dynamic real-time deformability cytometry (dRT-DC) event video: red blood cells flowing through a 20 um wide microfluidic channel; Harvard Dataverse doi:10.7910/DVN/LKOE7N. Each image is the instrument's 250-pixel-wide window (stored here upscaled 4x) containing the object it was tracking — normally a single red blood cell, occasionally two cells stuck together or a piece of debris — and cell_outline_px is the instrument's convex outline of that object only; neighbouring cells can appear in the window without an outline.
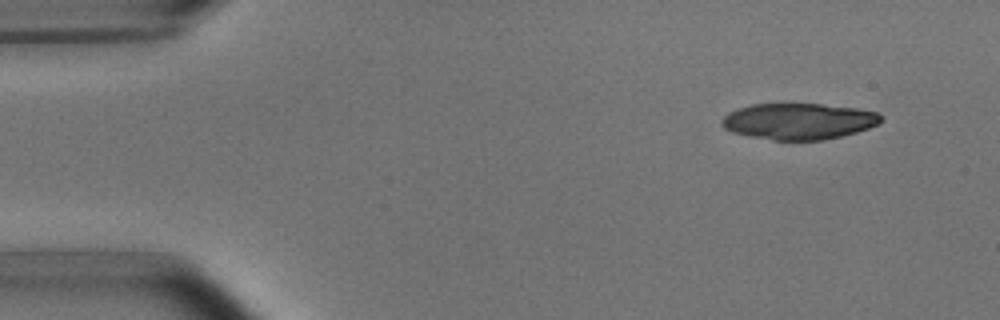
{"species": "common noctule bat (a hibernating species)", "species_latin": "Nyctalus noctula", "temperature_condition": "room temperature", "stored_images_in_passage": 3, "camera_frame_rate_fps": 3000, "um_per_image_px": 0.085, "animal": {"sex": "male", "body_mass_g": 15.6}, "frame": {"image": 1, "passage_image": 1, "time_ms": 0.0, "image_size_px": [1000, 320], "cell_outline_px": [[884, 120], [868, 128], [856, 132], [824, 140], [772, 140], [732, 132], [724, 128], [720, 124], [720, 120], [728, 112], [752, 104], [824, 104], [856, 108], [876, 112], [884, 116]], "centroid_in_image_um": [67.89, 10.3], "position_along_channel_um": 17.1, "area_um2": 33.58}}